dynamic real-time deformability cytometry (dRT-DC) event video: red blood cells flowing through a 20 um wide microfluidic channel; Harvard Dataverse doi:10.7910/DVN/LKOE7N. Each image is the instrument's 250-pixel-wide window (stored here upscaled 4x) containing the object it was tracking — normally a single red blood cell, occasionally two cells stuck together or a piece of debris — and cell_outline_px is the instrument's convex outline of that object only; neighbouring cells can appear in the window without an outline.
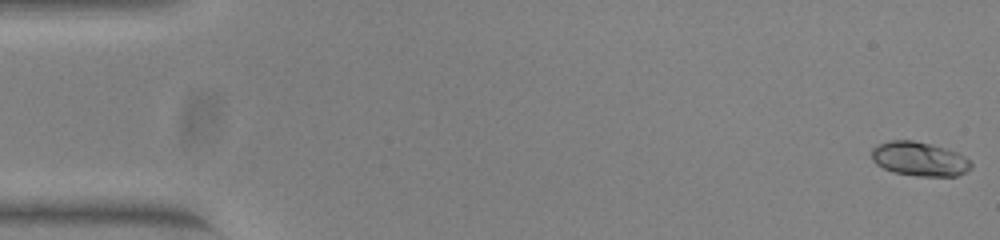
{"species": "common noctule bat (a hibernating species)", "species_latin": "Nyctalus noctula", "temperature_condition": "warm", "stored_images_in_passage": 53, "camera_frame_rate_fps": 3000, "um_per_image_px": 0.085, "animal": {"sex": "female", "body_mass_g": 23.0, "forearm_length_mm": 53.4}, "frame": {"image": 1, "passage_image": 1, "time_ms": 0.0, "image_size_px": [1000, 240], "cell_outline_px": [[972, 168], [956, 176], [916, 176], [892, 172], [876, 164], [872, 160], [872, 148], [888, 140], [912, 140], [932, 144], [956, 152], [972, 160]], "centroid_in_image_um": [78.16, 13.51], "position_along_channel_um": 6.8, "area_um2": 19.88}}
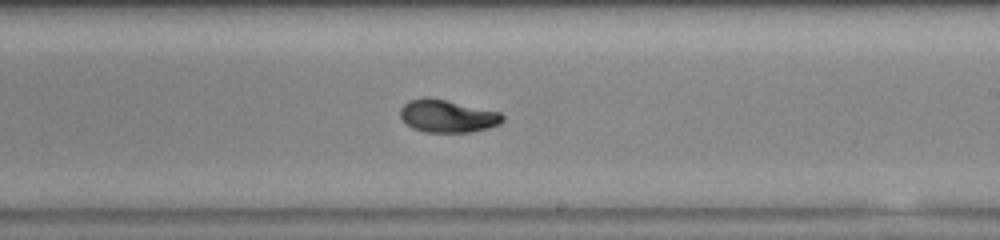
{"frame": {"image": 2, "passage_image": 31, "time_ms": 10.0, "image_size_px": [1000, 240], "cell_outline_px": [[504, 120], [500, 124], [488, 128], [468, 132], [424, 132], [412, 128], [400, 116], [400, 108], [408, 100], [424, 96], [428, 96], [500, 112], [504, 116]], "centroid_in_image_um": [38.02, 9.85], "position_along_channel_um": 251.0, "area_um2": 19.54}}
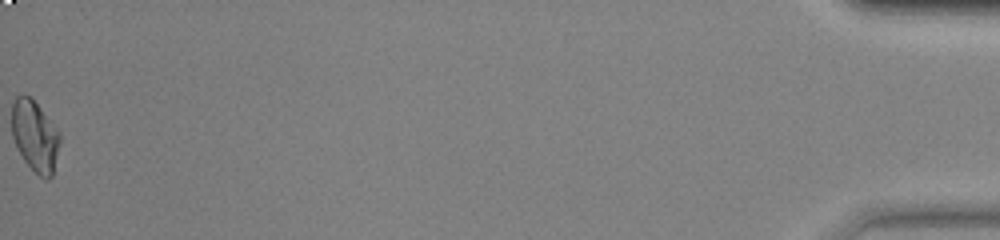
{"frame": {"image": 3, "passage_image": 53, "time_ms": 17.333, "image_size_px": [1000, 240], "cell_outline_px": [[60, 144], [52, 176], [48, 180], [40, 176], [24, 160], [12, 136], [12, 104], [16, 96], [24, 92], [36, 104], [60, 132]], "centroid_in_image_um": [2.97, 11.55], "position_along_channel_um": 432.2, "area_um2": 19.65}, "authors_computed_cell_mechanics": {"area_um2": 19.5364, "velocity_mm_per_s": 3.9124, "shape_relaxation_time_tau1_ms": 6.9618, "shape_relaxation_time_tau2_ms": 1.4808, "deformation_change_tau1": 0.2088, "deformation_change_tau2": 0.0298}}